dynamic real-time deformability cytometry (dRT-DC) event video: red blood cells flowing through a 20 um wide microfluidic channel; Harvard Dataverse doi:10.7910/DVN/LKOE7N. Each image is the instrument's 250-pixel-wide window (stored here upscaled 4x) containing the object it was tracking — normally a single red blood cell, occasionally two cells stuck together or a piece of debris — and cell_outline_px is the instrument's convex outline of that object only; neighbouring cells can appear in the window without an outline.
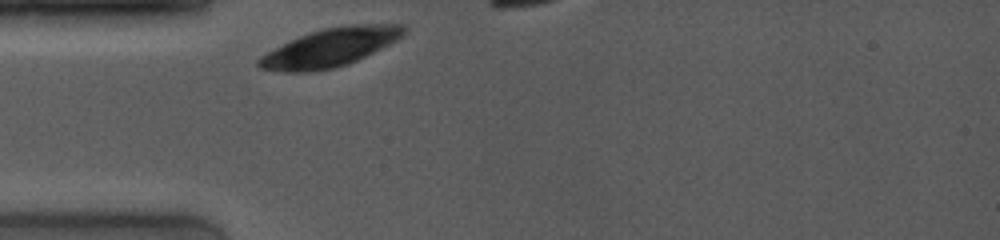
{"species": "common noctule bat (a hibernating species)", "species_latin": "Nyctalus noctula", "temperature_condition": "room temperature", "stored_images_in_passage": 6, "camera_frame_rate_fps": 4000, "um_per_image_px": 0.085, "animal": {"sex": "female", "body_mass_g": 19.0, "forearm_length_mm": 53.3}, "frame": {"image": 1, "passage_image": 1, "time_ms": 0.0, "image_size_px": [1000, 240], "cell_outline_px": [[408, 28], [396, 40], [348, 64], [336, 68], [308, 72], [284, 72], [260, 68], [256, 64], [256, 60], [260, 56], [300, 36], [324, 28], [348, 24], [404, 24]], "centroid_in_image_um": [28.06, 4.04], "position_along_channel_um": 56.9, "area_um2": 31.91}}